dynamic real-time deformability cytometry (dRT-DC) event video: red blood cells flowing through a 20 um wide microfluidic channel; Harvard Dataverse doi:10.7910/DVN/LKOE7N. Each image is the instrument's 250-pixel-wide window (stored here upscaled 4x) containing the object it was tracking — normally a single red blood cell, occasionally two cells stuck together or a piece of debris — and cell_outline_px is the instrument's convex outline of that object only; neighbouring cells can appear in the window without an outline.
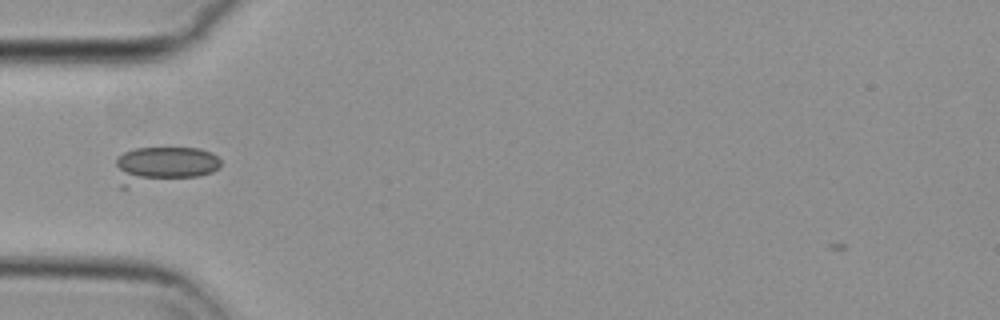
{"species": "common noctule bat (a hibernating species)", "species_latin": "Nyctalus noctula", "temperature_condition": "cold", "stored_images_in_passage": 40, "camera_frame_rate_fps": 3000, "um_per_image_px": 0.085, "animal": {"sex": "female", "body_mass_g": 29.2, "forearm_length_mm": 56.3}, "frame": {"image": 1, "passage_image": 2, "time_ms": 0.333, "image_size_px": [1000, 320], "cell_outline_px": [[220, 168], [212, 172], [200, 176], [128, 176], [116, 164], [116, 160], [124, 152], [136, 148], [200, 148], [212, 152], [220, 160]], "centroid_in_image_um": [14.29, 13.78], "position_along_channel_um": 70.7, "area_um2": 18.73}}
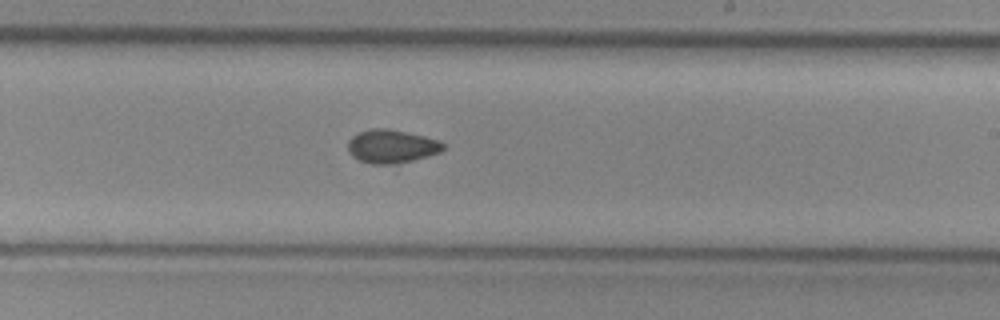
{"frame": {"image": 2, "passage_image": 17, "time_ms": 5.333, "image_size_px": [1000, 320], "cell_outline_px": [[444, 148], [440, 152], [428, 156], [412, 160], [392, 164], [372, 164], [360, 160], [352, 156], [348, 152], [348, 140], [352, 136], [360, 132], [372, 128], [388, 128], [424, 136], [440, 140], [444, 144]], "centroid_in_image_um": [33.28, 12.43], "position_along_channel_um": 255.7, "area_um2": 18.5}}
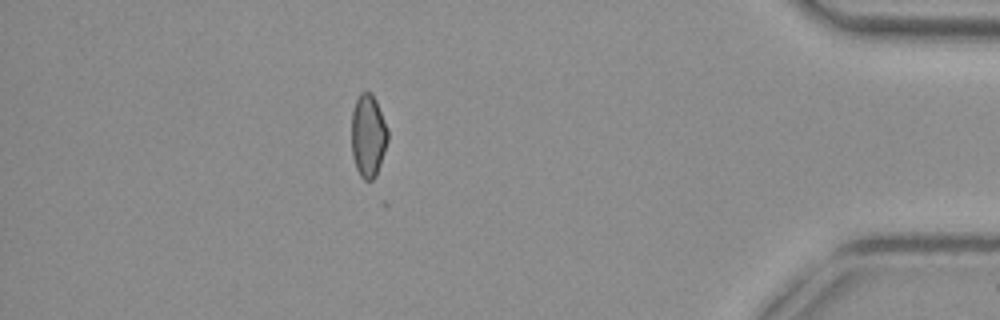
{"frame": {"image": 3, "passage_image": 33, "time_ms": 10.667, "image_size_px": [1000, 320], "cell_outline_px": [[388, 140], [376, 176], [372, 180], [364, 180], [360, 176], [356, 168], [352, 156], [352, 112], [356, 100], [360, 92], [372, 92], [376, 100], [388, 128]], "centroid_in_image_um": [31.29, 11.53], "position_along_channel_um": 403.9, "area_um2": 17.57}}